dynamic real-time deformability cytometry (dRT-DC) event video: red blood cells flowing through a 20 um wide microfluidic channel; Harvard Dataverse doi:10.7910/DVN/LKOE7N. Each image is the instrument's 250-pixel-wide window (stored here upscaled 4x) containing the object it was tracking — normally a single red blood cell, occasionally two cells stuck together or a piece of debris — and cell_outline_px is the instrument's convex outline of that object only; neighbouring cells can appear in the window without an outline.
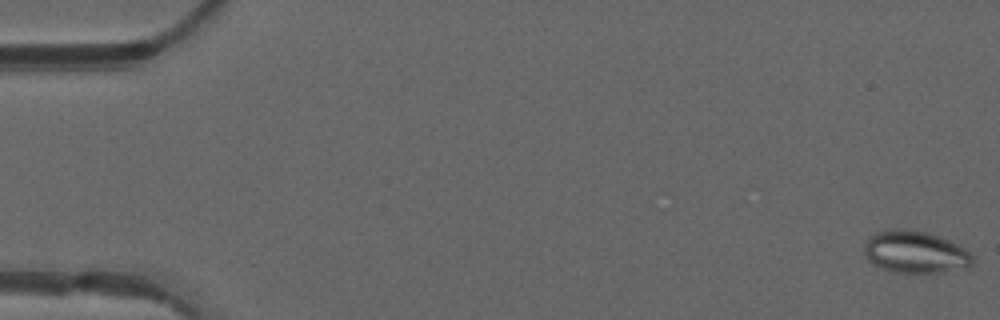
{"species": "common noctule bat (a hibernating species)", "species_latin": "Nyctalus noctula", "temperature_condition": "warm", "stored_images_in_passage": 50, "camera_frame_rate_fps": 3000, "um_per_image_px": 0.085, "animal": {"sex": "male", "forearm_length_mm": 52.5}, "frame": {"image": 1, "passage_image": 1, "time_ms": 0.0, "image_size_px": [1000, 320], "cell_outline_px": [[972, 264], [968, 268], [940, 272], [896, 272], [872, 264], [868, 260], [864, 252], [864, 244], [868, 236], [876, 232], [896, 228], [904, 228], [928, 232], [948, 240], [972, 252]], "centroid_in_image_um": [77.78, 21.41], "position_along_channel_um": 7.2, "area_um2": 26.7}}
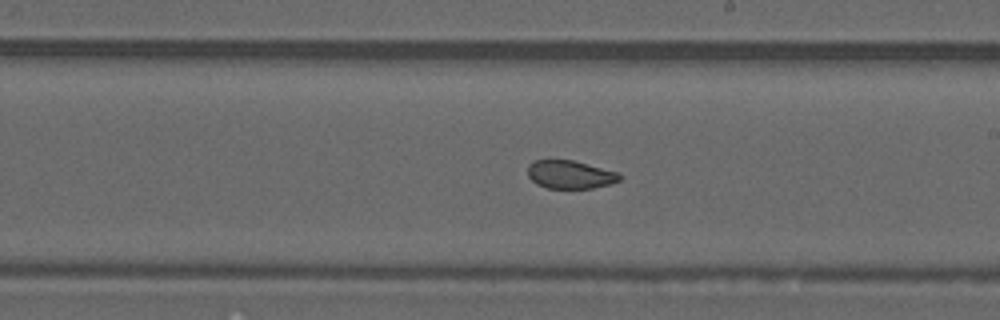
{"frame": {"image": 2, "passage_image": 29, "time_ms": 9.333, "image_size_px": [1000, 320], "cell_outline_px": [[624, 176], [620, 180], [612, 184], [592, 188], [548, 188], [536, 184], [528, 176], [528, 164], [532, 160], [572, 160], [620, 172]], "centroid_in_image_um": [48.5, 14.83], "position_along_channel_um": 240.5, "area_um2": 15.32}}
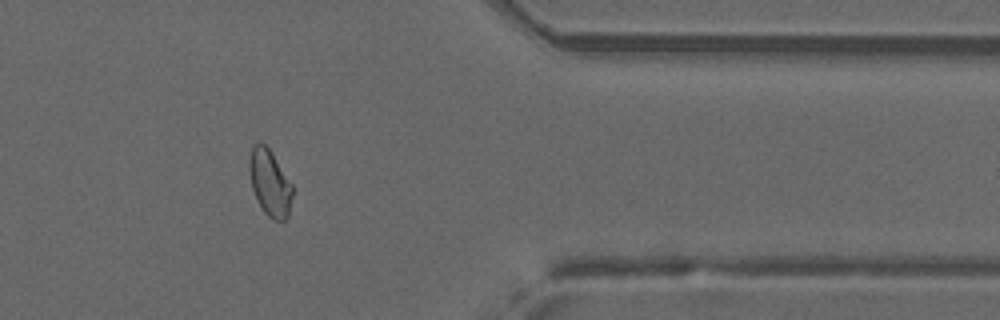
{"frame": {"image": 3, "passage_image": 41, "time_ms": 13.333, "image_size_px": [1000, 320], "cell_outline_px": [[292, 196], [288, 216], [284, 220], [272, 220], [264, 212], [256, 200], [252, 188], [248, 168], [248, 160], [252, 148], [256, 144], [264, 144], [268, 148], [292, 184]], "centroid_in_image_um": [22.91, 15.58], "position_along_channel_um": 388.5, "area_um2": 16.47}, "authors_computed_cell_mechanics": {"area_um2": 17.1955, "velocity_mm_per_s": 4.1534, "shape_relaxation_time_tau1_ms": null, "shape_relaxation_time_tau2_ms": 1.0511, "deformation_change_tau1": null, "deformation_change_tau2": 0.0652}}